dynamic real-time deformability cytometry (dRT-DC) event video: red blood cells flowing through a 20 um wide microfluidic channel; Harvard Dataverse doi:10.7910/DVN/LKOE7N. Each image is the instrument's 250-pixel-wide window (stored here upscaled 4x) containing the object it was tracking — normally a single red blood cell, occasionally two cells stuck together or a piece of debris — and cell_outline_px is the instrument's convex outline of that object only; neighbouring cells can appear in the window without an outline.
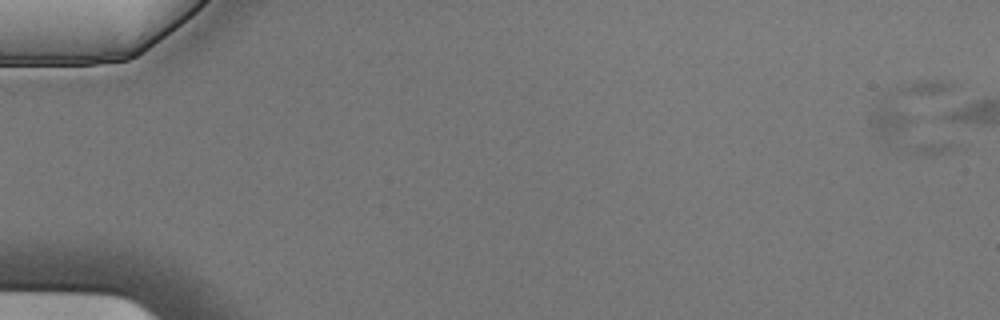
{"species": "Egyptian fruit bat (a non-hibernating species)", "species_latin": "Rousettus aegyptiacus", "temperature_condition": "cold", "stored_images_in_passage": 7, "segment_of_instrument_passage": [1, 2], "camera_frame_rate_fps": 3000, "um_per_image_px": 0.085, "animal": {"sex": "male"}, "frame": {"image": 1, "passage_image": 1, "time_ms": 0.0, "image_size_px": [1000, 320], "cell_outline_px": [[956, 148], [948, 152], [912, 156], [888, 144], [872, 128], [868, 120], [876, 104], [884, 92], [888, 88], [896, 84], [924, 80], [948, 80], [956, 84]], "centroid_in_image_um": [78.01, 9.94], "position_along_channel_um": 7.0, "area_um2": 39.13}}